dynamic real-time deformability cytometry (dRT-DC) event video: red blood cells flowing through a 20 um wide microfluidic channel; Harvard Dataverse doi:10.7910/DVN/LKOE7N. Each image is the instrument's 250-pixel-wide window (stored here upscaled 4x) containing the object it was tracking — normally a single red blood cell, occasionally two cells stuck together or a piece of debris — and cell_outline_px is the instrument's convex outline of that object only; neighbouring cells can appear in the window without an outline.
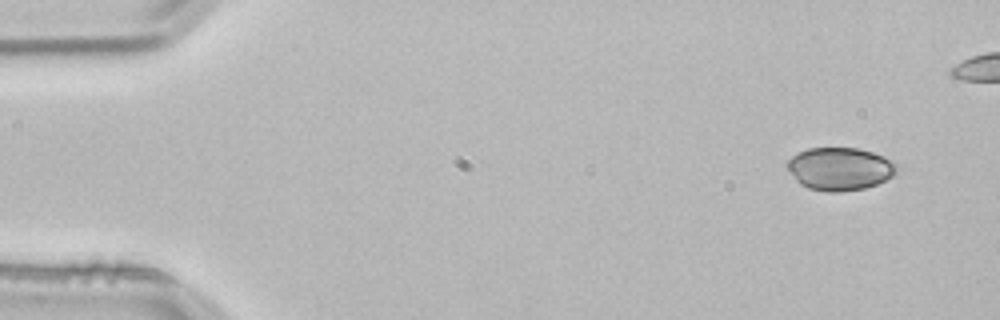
{"species": "common noctule bat (a hibernating species)", "species_latin": "Nyctalus noctula", "temperature_condition": "room temperature", "stored_images_in_passage": 4, "camera_frame_rate_fps": 3000, "um_per_image_px": 0.085, "animal": {"sex": "male", "body_mass_g": 21.5, "forearm_length_mm": 52.0}, "frame": {"image": 1, "passage_image": 1, "time_ms": 0.0, "image_size_px": [1000, 320], "cell_outline_px": [[896, 168], [892, 176], [876, 184], [864, 188], [840, 192], [828, 192], [808, 188], [800, 184], [796, 180], [788, 168], [788, 160], [792, 156], [808, 148], [856, 148], [872, 152], [884, 156], [896, 164]], "centroid_in_image_um": [71.37, 14.35], "position_along_channel_um": 13.6, "area_um2": 26.99}}